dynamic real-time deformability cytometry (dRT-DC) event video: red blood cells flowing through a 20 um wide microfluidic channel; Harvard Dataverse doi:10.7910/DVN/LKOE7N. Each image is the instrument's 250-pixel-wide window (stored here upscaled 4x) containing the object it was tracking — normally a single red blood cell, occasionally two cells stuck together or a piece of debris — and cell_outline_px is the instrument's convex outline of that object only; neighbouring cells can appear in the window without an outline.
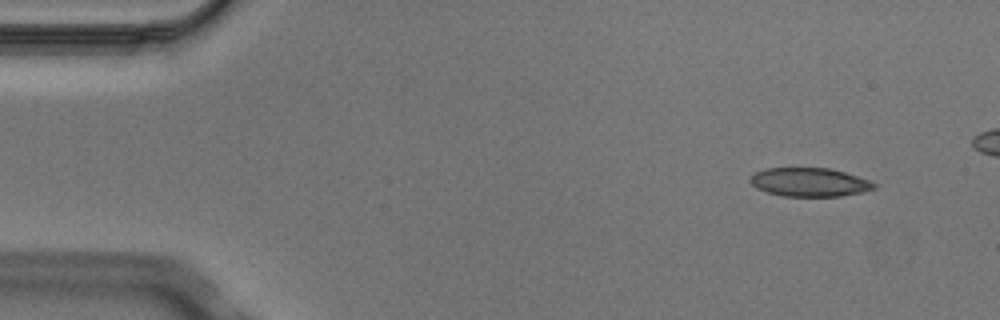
{"species": "Egyptian fruit bat (a non-hibernating species)", "species_latin": "Rousettus aegyptiacus", "temperature_condition": "cold", "stored_images_in_passage": 5, "camera_frame_rate_fps": 3000, "um_per_image_px": 0.085, "animal": {"sex": "male"}, "frame": {"image": 1, "passage_image": 2, "time_ms": 0.333, "image_size_px": [1000, 320], "cell_outline_px": [[880, 184], [876, 188], [860, 192], [840, 196], [780, 196], [756, 188], [748, 180], [756, 172], [764, 168], [828, 168], [844, 172]], "centroid_in_image_um": [68.8, 15.49], "position_along_channel_um": 16.2, "area_um2": 20.63}}